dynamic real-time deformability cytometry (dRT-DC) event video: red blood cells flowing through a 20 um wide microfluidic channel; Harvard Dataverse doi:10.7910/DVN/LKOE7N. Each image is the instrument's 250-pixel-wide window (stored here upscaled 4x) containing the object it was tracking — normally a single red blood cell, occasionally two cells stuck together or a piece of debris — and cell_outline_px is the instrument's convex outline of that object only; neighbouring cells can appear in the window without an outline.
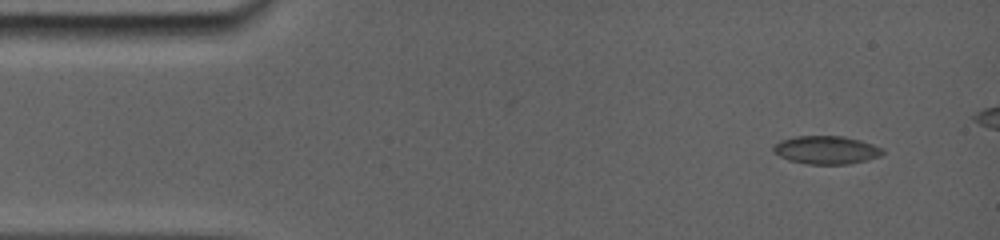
{"species": "common noctule bat (a hibernating species)", "species_latin": "Nyctalus noctula", "temperature_condition": "room temperature", "stored_images_in_passage": 29, "camera_frame_rate_fps": 5000, "um_per_image_px": 0.085, "animal": {"sex": "female", "body_mass_g": 19.0, "forearm_length_mm": 56.7}, "frame": {"image": 1, "passage_image": 1, "time_ms": 0.0, "image_size_px": [1000, 240], "cell_outline_px": [[880, 152], [872, 156], [860, 160], [840, 164], [812, 164], [792, 160], [776, 152], [776, 148], [780, 144], [788, 140], [800, 136], [840, 136], [856, 140], [876, 148]], "centroid_in_image_um": [70.16, 12.74], "position_along_channel_um": 14.8, "area_um2": 15.84}}
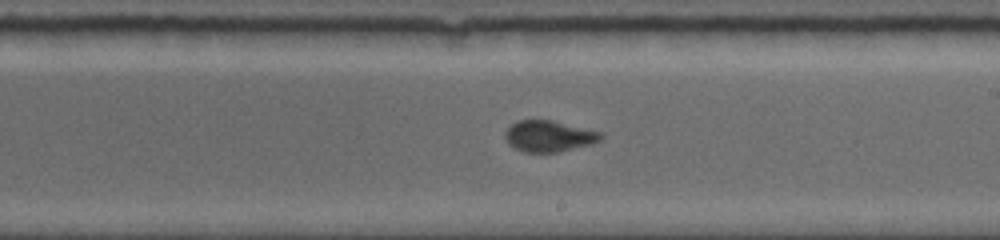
{"frame": {"image": 2, "passage_image": 15, "time_ms": 8.2, "image_size_px": [1000, 240], "cell_outline_px": [[604, 136], [600, 140], [592, 144], [560, 152], [524, 152], [508, 144], [504, 136], [504, 132], [512, 124], [520, 120], [552, 120], [600, 132]], "centroid_in_image_um": [46.65, 11.58], "position_along_channel_um": 242.3, "area_um2": 17.34}}
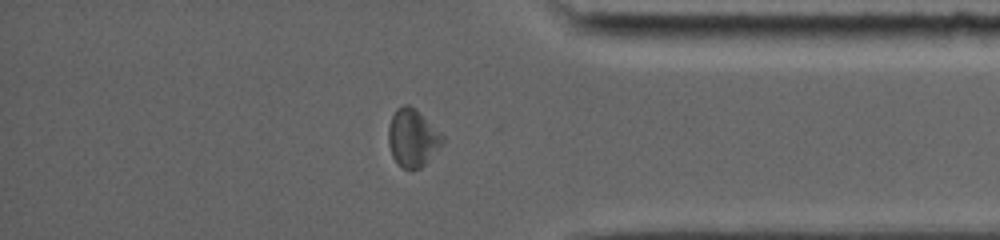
{"frame": {"image": 3, "passage_image": 23, "time_ms": 12.4, "image_size_px": [1000, 240], "cell_outline_px": [[444, 144], [420, 168], [412, 172], [404, 168], [392, 156], [388, 144], [388, 128], [392, 116], [396, 108], [404, 104], [408, 104], [444, 136]], "centroid_in_image_um": [35.06, 11.76], "position_along_channel_um": 400.1, "area_um2": 17.98}}